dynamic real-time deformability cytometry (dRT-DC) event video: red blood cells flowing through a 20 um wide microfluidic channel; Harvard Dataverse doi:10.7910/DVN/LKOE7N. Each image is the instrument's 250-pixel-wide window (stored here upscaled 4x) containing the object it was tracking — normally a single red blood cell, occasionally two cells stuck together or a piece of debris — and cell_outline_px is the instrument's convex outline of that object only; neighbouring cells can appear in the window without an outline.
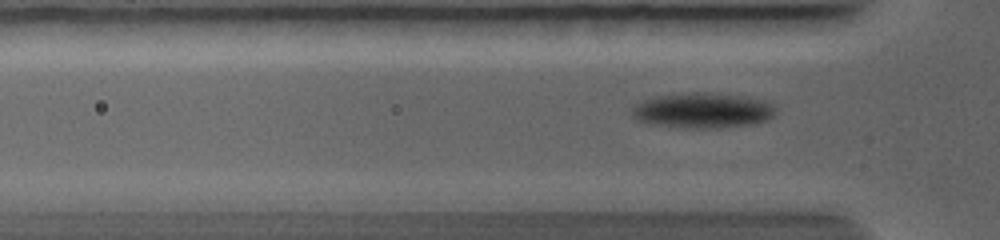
{"species": "common noctule bat (a hibernating species)", "species_latin": "Nyctalus noctula", "temperature_condition": "warm", "stored_images_in_passage": 70, "camera_frame_rate_fps": 5000, "um_per_image_px": 0.085, "animal": {"sex": "female", "body_mass_g": 19.0, "forearm_length_mm": 56.7}, "frame": {"image": 1, "passage_image": 16, "time_ms": 2.8, "image_size_px": [1000, 240], "cell_outline_px": [[776, 112], [768, 120], [752, 124], [720, 128], [692, 128], [652, 124], [636, 120], [632, 116], [632, 108], [636, 104], [644, 100], [656, 96], [692, 92], [700, 92], [740, 96], [764, 100], [772, 104], [776, 108]], "centroid_in_image_um": [59.73, 9.39], "position_along_channel_um": 66.1, "area_um2": 29.42}}
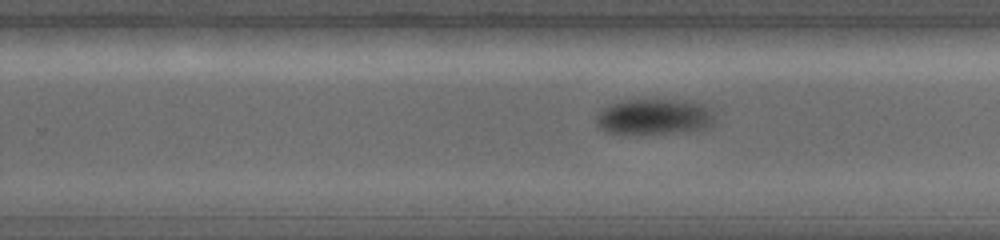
{"frame": {"image": 2, "passage_image": 40, "time_ms": 7.2, "image_size_px": [1000, 240], "cell_outline_px": [[712, 124], [708, 128], [672, 132], [608, 132], [600, 128], [596, 124], [596, 116], [604, 108], [612, 104], [628, 100], [672, 100], [704, 104], [712, 112]], "centroid_in_image_um": [55.6, 9.91], "position_along_channel_um": 274.2, "area_um2": 23.64}}
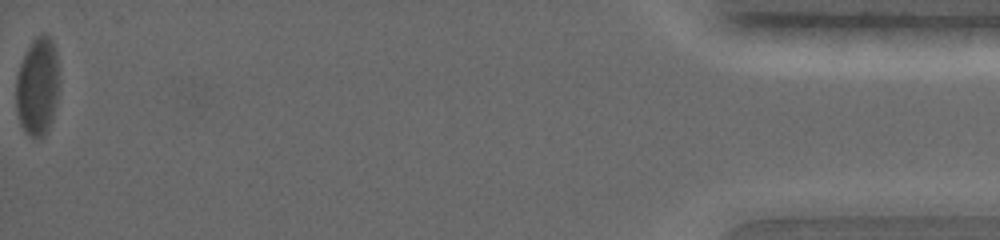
{"frame": {"image": 3, "passage_image": 70, "time_ms": 13.4, "image_size_px": [1000, 240], "cell_outline_px": [[60, 80], [56, 100], [52, 116], [48, 128], [44, 136], [32, 136], [24, 132], [20, 124], [16, 108], [16, 76], [20, 64], [32, 40], [36, 36], [44, 32], [52, 40], [56, 52]], "centroid_in_image_um": [3.19, 7.32], "position_along_channel_um": 432.0, "area_um2": 24.74}}